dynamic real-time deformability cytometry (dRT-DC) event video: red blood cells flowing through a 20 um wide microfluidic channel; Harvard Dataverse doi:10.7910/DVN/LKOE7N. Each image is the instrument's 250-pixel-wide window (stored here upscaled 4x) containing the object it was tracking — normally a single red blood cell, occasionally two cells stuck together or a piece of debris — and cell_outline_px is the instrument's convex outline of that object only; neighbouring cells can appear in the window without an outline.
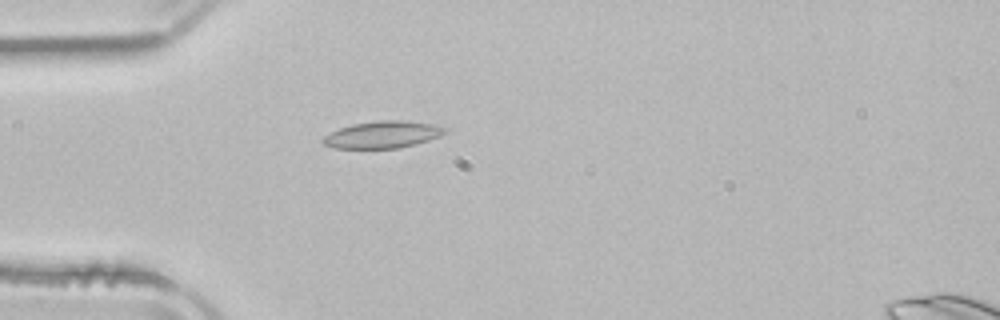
{"species": "common noctule bat (a hibernating species)", "species_latin": "Nyctalus noctula", "temperature_condition": "room temperature", "stored_images_in_passage": 52, "camera_frame_rate_fps": 3000, "um_per_image_px": 0.085, "animal": {"sex": "male", "body_mass_g": 21.5, "forearm_length_mm": 52.0}, "frame": {"image": 1, "passage_image": 15, "time_ms": 4.667, "image_size_px": [1000, 320], "cell_outline_px": [[448, 132], [440, 136], [416, 144], [400, 148], [336, 148], [324, 144], [320, 140], [324, 136], [340, 128], [352, 124], [380, 120], [404, 120], [432, 124], [444, 128]], "centroid_in_image_um": [32.53, 11.44], "position_along_channel_um": 52.5, "area_um2": 19.07}}
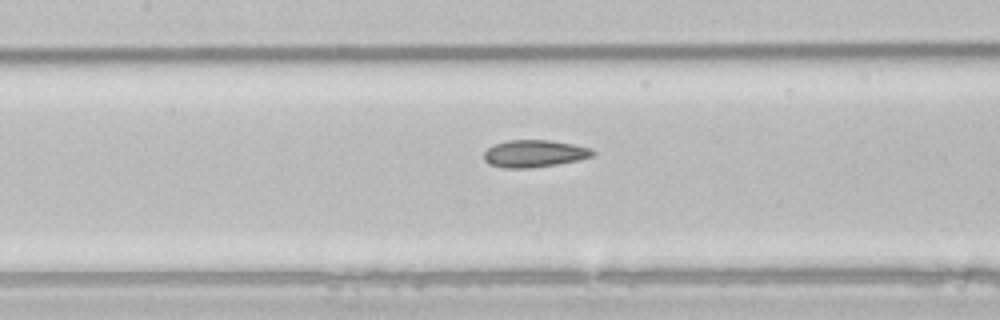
{"frame": {"image": 2, "passage_image": 24, "time_ms": 7.667, "image_size_px": [1000, 320], "cell_outline_px": [[596, 152], [592, 156], [580, 160], [532, 168], [504, 168], [488, 164], [484, 160], [484, 152], [488, 148], [496, 144], [508, 140], [552, 140], [592, 148]], "centroid_in_image_um": [45.43, 13.06], "position_along_channel_um": 162.0, "area_um2": 17.34}}
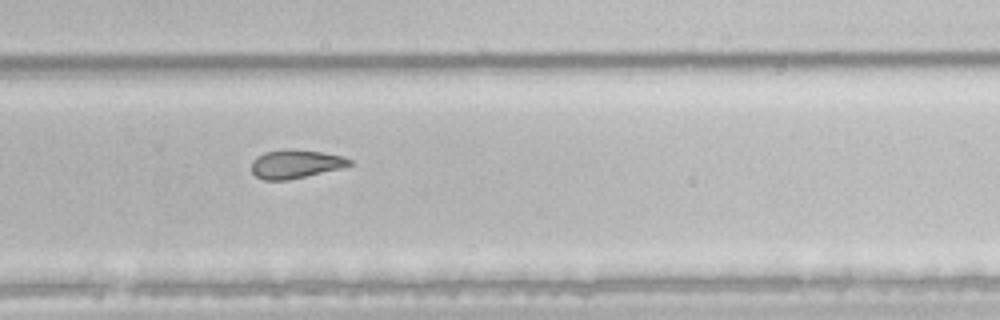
{"frame": {"image": 3, "passage_image": 35, "time_ms": 11.333, "image_size_px": [1000, 320], "cell_outline_px": [[352, 164], [344, 168], [288, 180], [264, 180], [256, 176], [252, 172], [252, 160], [256, 156], [264, 152], [288, 148], [320, 152], [344, 156], [352, 160]], "centroid_in_image_um": [25.13, 13.93], "position_along_channel_um": 304.7, "area_um2": 16.53}, "authors_computed_cell_mechanics": {"area_um2": 18.6116, "velocity_mm_per_s": 3.9199, "shape_relaxation_time_tau1_ms": null, "shape_relaxation_time_tau2_ms": 3.5754, "deformation_change_tau1": null, "deformation_change_tau2": 0.1001}}